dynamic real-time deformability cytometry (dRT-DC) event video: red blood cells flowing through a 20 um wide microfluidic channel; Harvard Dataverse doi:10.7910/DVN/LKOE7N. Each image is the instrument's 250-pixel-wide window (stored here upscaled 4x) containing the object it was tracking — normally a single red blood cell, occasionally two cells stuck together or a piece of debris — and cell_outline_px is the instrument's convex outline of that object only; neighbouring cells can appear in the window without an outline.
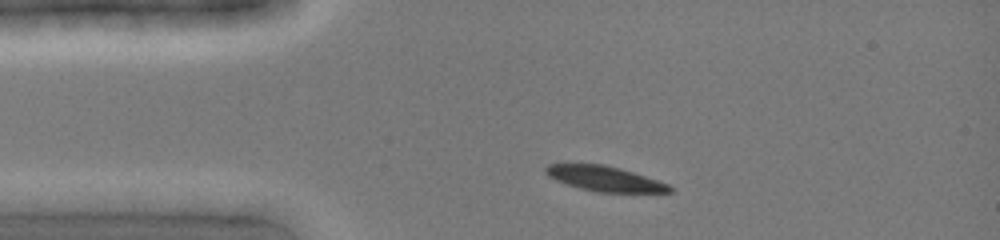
{"species": "common noctule bat (a hibernating species)", "species_latin": "Nyctalus noctula", "temperature_condition": "cold", "stored_images_in_passage": 8, "camera_frame_rate_fps": 3000, "um_per_image_px": 0.085, "animal": {"sex": "female", "body_mass_g": 19.0, "forearm_length_mm": 51.5}, "frame": {"image": 1, "passage_image": 1, "time_ms": 0.0, "image_size_px": [1000, 240], "cell_outline_px": [[672, 192], [596, 192], [580, 188], [556, 180], [548, 176], [544, 172], [544, 168], [548, 164], [604, 164], [620, 168], [668, 184], [672, 188]], "centroid_in_image_um": [51.36, 15.18], "position_along_channel_um": 33.6, "area_um2": 17.86}}
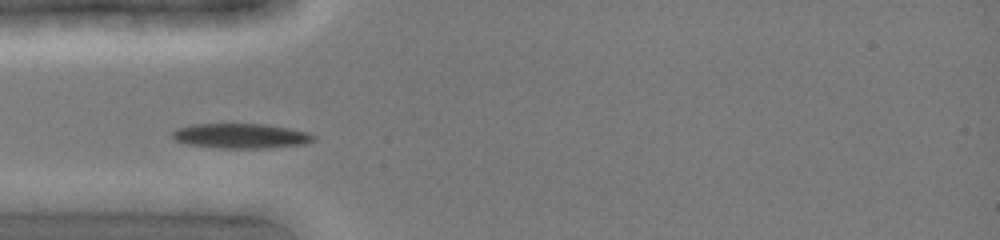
{"frame": {"image": 2, "passage_image": 5, "time_ms": 1.333, "image_size_px": [1000, 240], "cell_outline_px": [[316, 140], [304, 144], [268, 148], [220, 148], [188, 144], [176, 140], [172, 136], [172, 132], [176, 128], [192, 124], [268, 124], [308, 132], [316, 136]], "centroid_in_image_um": [20.5, 11.55], "position_along_channel_um": 64.5, "area_um2": 20.52}}